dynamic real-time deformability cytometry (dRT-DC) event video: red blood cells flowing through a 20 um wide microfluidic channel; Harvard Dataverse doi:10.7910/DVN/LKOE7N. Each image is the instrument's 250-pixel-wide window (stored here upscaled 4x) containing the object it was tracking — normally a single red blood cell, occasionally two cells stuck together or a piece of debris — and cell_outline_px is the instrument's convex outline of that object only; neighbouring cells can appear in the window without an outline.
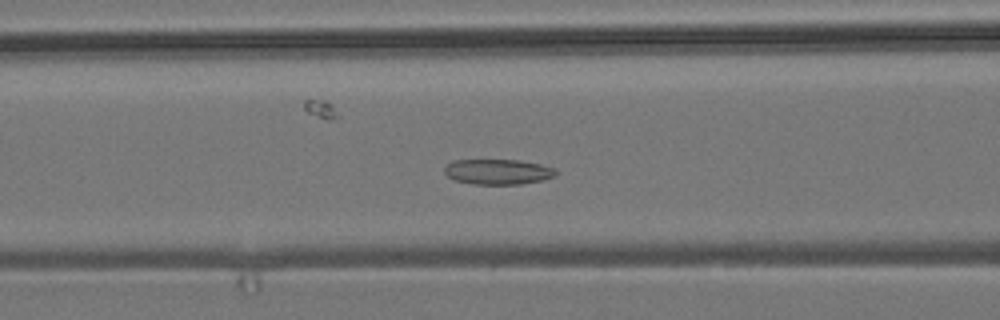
{"species": "common noctule bat (a hibernating species)", "species_latin": "Nyctalus noctula", "temperature_condition": "room temperature", "stored_images_in_passage": 53, "camera_frame_rate_fps": 3000, "um_per_image_px": 0.085, "animal": {"sex": "male", "body_mass_g": 19.2, "forearm_length_mm": 51.8}, "frame": {"image": 1, "passage_image": 20, "time_ms": 6.333, "image_size_px": [1000, 320], "cell_outline_px": [[560, 172], [556, 176], [544, 180], [520, 184], [472, 184], [456, 180], [448, 176], [444, 172], [444, 168], [452, 160], [520, 160], [540, 164], [556, 168]], "centroid_in_image_um": [42.39, 14.6], "position_along_channel_um": 124.2, "area_um2": 16.59}}
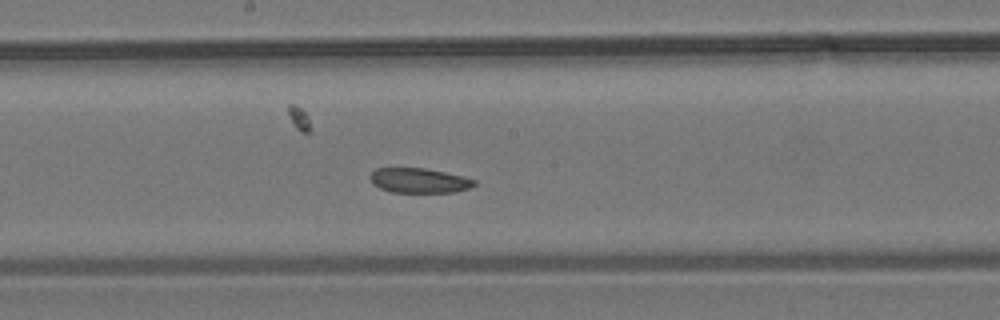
{"frame": {"image": 2, "passage_image": 27, "time_ms": 8.667, "image_size_px": [1000, 320], "cell_outline_px": [[476, 184], [472, 188], [456, 192], [392, 192], [380, 188], [372, 184], [368, 176], [376, 168], [424, 168], [444, 172], [476, 180]], "centroid_in_image_um": [35.61, 15.35], "position_along_channel_um": 212.6, "area_um2": 15.09}}
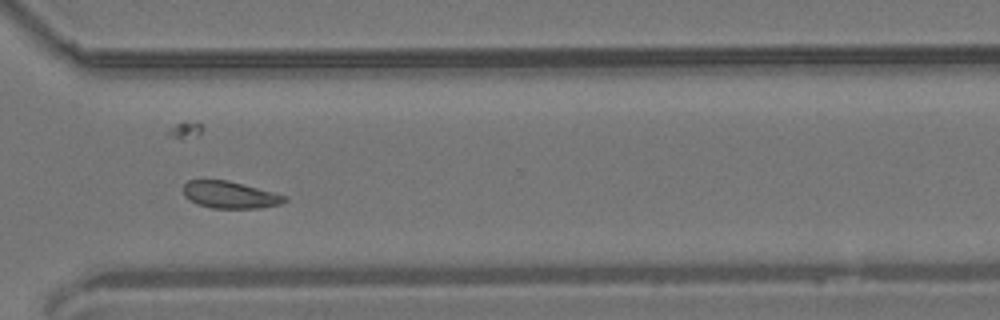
{"frame": {"image": 3, "passage_image": 38, "time_ms": 12.333, "image_size_px": [1000, 320], "cell_outline_px": [[288, 200], [280, 204], [260, 208], [212, 208], [188, 200], [184, 196], [184, 184], [188, 180], [228, 180], [288, 196]], "centroid_in_image_um": [19.56, 16.56], "position_along_channel_um": 351.0, "area_um2": 15.9}, "authors_computed_cell_mechanics": {"area_um2": 16.762, "velocity_mm_per_s": 3.7871, "shape_relaxation_time_tau1_ms": 4.6831, "shape_relaxation_time_tau2_ms": 3.1442, "deformation_change_tau1": 0.0705, "deformation_change_tau2": 0.0798}}